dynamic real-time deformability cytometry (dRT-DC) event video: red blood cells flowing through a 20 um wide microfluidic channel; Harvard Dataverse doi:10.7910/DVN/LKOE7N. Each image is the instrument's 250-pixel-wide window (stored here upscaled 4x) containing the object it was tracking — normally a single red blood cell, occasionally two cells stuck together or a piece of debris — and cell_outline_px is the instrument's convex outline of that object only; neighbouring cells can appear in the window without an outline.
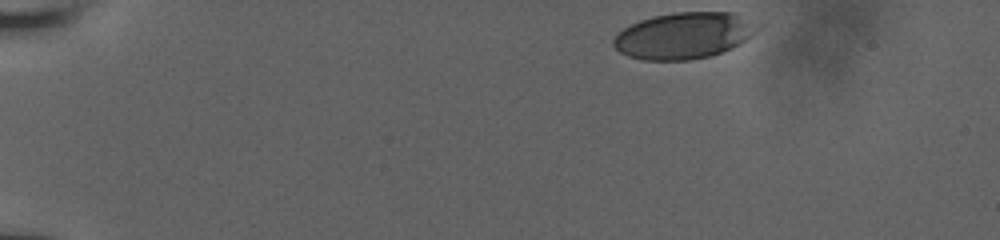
{"species": "human", "species_latin": "Homo sapiens", "temperature_condition": "room temperature", "stored_images_in_passage": 39, "camera_frame_rate_fps": 3000, "um_per_image_px": 0.085, "donor": {"sex": "male"}, "frame": {"image": 1, "passage_image": 1, "time_ms": 0.0, "image_size_px": [1000, 240], "cell_outline_px": [[764, 24], [756, 32], [732, 48], [712, 56], [688, 60], [640, 60], [628, 56], [620, 52], [612, 44], [612, 40], [624, 28], [640, 20], [652, 16], [672, 12], [736, 12]], "centroid_in_image_um": [58.19, 3.01], "position_along_channel_um": 26.8, "area_um2": 39.36}}
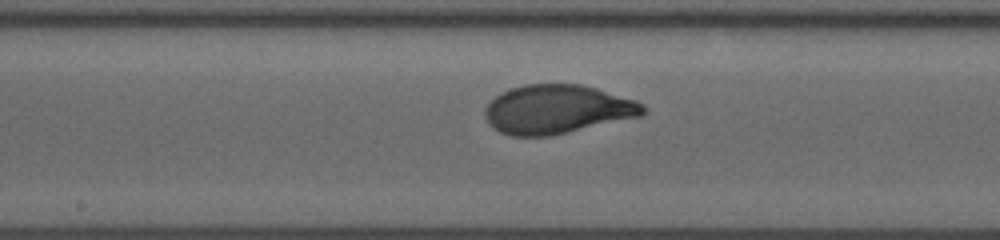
{"frame": {"image": 2, "passage_image": 23, "time_ms": 7.333, "image_size_px": [1000, 240], "cell_outline_px": [[648, 108], [640, 116], [548, 136], [512, 136], [500, 132], [488, 124], [484, 116], [484, 112], [488, 104], [500, 92], [524, 84], [580, 84], [596, 88], [636, 100], [644, 104]], "centroid_in_image_um": [47.35, 9.28], "position_along_channel_um": 200.9, "area_um2": 44.85}}
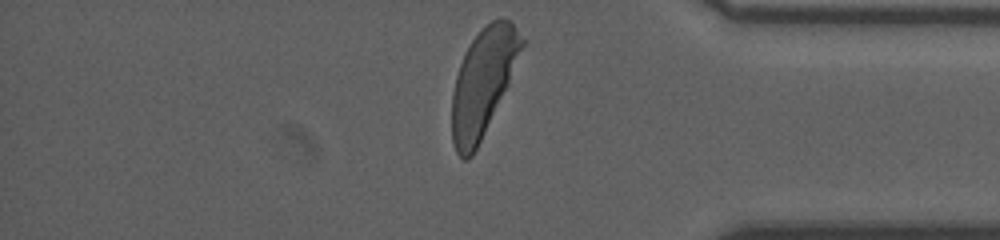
{"frame": {"image": 3, "passage_image": 39, "time_ms": 12.667, "image_size_px": [1000, 240], "cell_outline_px": [[524, 44], [508, 84], [472, 156], [468, 160], [464, 160], [456, 152], [452, 140], [452, 92], [456, 76], [464, 52], [472, 40], [492, 20], [500, 16], [504, 16], [512, 20], [524, 40]], "centroid_in_image_um": [41.05, 6.96], "position_along_channel_um": 394.1, "area_um2": 42.77}, "authors_computed_cell_mechanics": {"area_um2": 44.217, "velocity_mm_per_s": 3.9077, "shape_relaxation_time_tau1_ms": 3.0579, "shape_relaxation_time_tau2_ms": null, "deformation_change_tau1": 0.1858, "deformation_change_tau2": null}}